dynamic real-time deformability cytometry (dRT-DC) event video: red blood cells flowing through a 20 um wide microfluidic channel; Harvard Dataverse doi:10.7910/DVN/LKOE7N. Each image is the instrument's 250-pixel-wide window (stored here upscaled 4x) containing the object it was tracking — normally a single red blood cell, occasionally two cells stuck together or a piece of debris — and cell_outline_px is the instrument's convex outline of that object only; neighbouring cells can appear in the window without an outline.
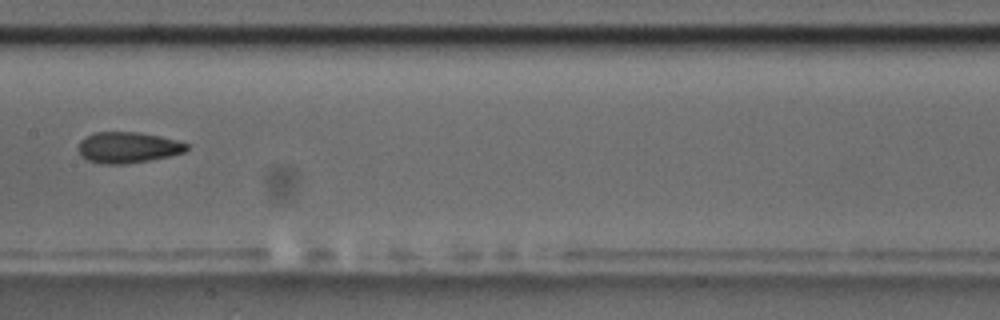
{"species": "common noctule bat (a hibernating species)", "species_latin": "Nyctalus noctula", "temperature_condition": "room temperature", "stored_images_in_passage": 9, "camera_frame_rate_fps": 3000, "um_per_image_px": 0.085, "animal": {"sex": "male", "body_mass_g": 17.5, "forearm_length_mm": 52.3}, "frame": {"image": 1, "passage_image": 7, "time_ms": 8.0, "image_size_px": [1000, 320], "cell_outline_px": [[188, 148], [184, 152], [168, 156], [148, 160], [124, 164], [104, 164], [88, 160], [76, 148], [80, 140], [84, 136], [96, 132], [140, 132], [160, 136], [176, 140], [188, 144]], "centroid_in_image_um": [10.84, 12.52], "position_along_channel_um": 196.6, "area_um2": 19.48}}
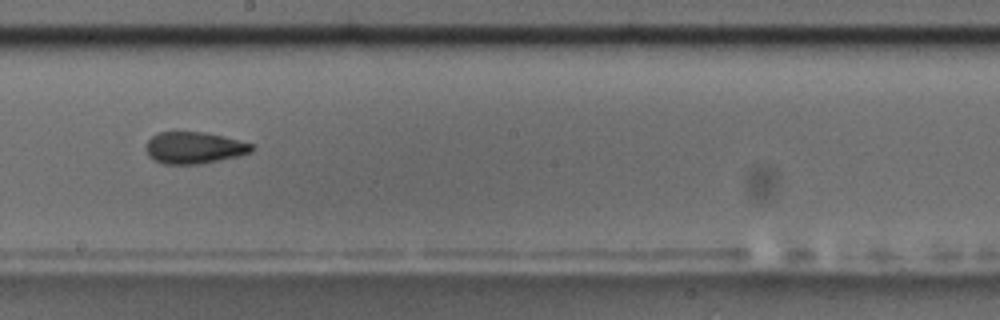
{"frame": {"image": 2, "passage_image": 8, "time_ms": 9.0, "image_size_px": [1000, 320], "cell_outline_px": [[256, 148], [252, 152], [240, 156], [200, 164], [164, 164], [152, 160], [148, 156], [144, 148], [144, 144], [152, 136], [160, 132], [204, 132], [256, 144]], "centroid_in_image_um": [16.51, 12.57], "position_along_channel_um": 231.7, "area_um2": 19.94}}
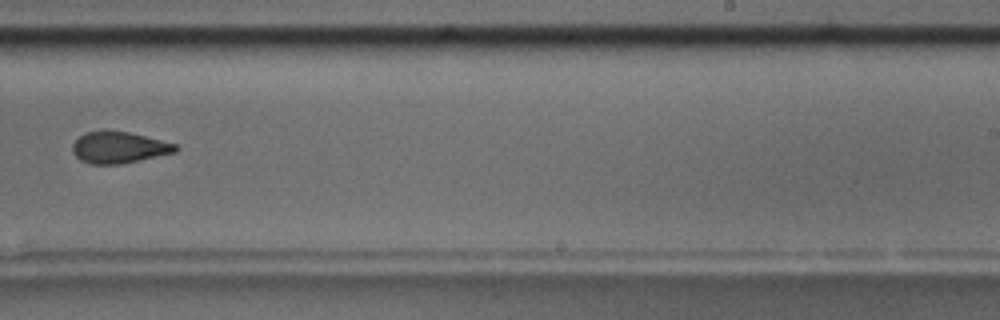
{"frame": {"image": 3, "passage_image": 9, "time_ms": 10.333, "image_size_px": [1000, 320], "cell_outline_px": [[180, 148], [176, 152], [140, 160], [116, 164], [92, 164], [80, 160], [72, 152], [72, 144], [84, 132], [100, 128], [104, 128], [128, 132], [176, 144]], "centroid_in_image_um": [10.06, 12.5], "position_along_channel_um": 278.9, "area_um2": 19.19}}